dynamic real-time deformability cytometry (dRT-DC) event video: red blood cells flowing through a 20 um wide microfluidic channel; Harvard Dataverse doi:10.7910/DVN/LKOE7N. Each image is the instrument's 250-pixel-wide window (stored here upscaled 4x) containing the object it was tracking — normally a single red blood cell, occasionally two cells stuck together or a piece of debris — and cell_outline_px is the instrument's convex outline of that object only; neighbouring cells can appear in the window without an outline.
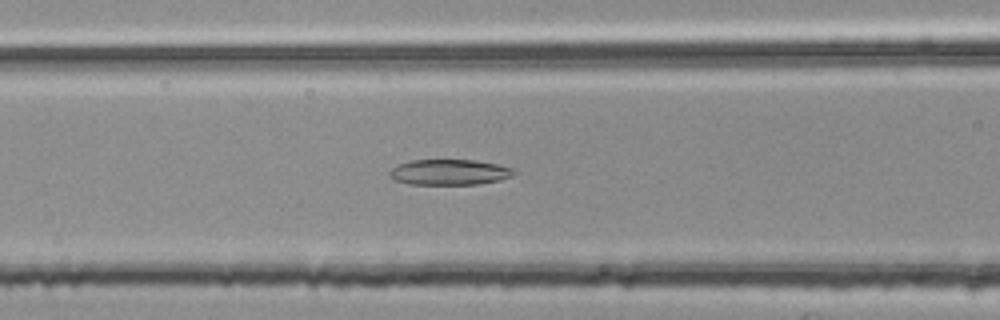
{"species": "common noctule bat (a hibernating species)", "species_latin": "Nyctalus noctula", "temperature_condition": "room temperature", "stored_images_in_passage": 42, "camera_frame_rate_fps": 3000, "um_per_image_px": 0.085, "animal": {"sex": "female", "body_mass_g": 25.1}, "frame": {"image": 1, "passage_image": 10, "time_ms": 3.0, "image_size_px": [1000, 320], "cell_outline_px": [[516, 172], [512, 176], [500, 180], [480, 184], [408, 184], [396, 180], [388, 176], [388, 172], [396, 164], [412, 160], [476, 160], [516, 168]], "centroid_in_image_um": [38.21, 14.63], "position_along_channel_um": 128.4, "area_um2": 18.73}}
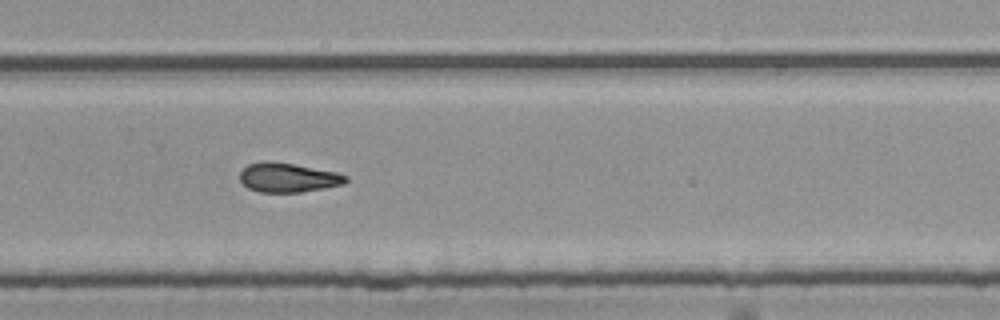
{"frame": {"image": 2, "passage_image": 24, "time_ms": 7.667, "image_size_px": [1000, 320], "cell_outline_px": [[348, 180], [344, 184], [324, 188], [300, 192], [260, 192], [248, 188], [240, 180], [240, 172], [248, 164], [264, 160], [268, 160], [292, 164], [336, 172], [348, 176]], "centroid_in_image_um": [24.47, 15.09], "position_along_channel_um": 305.3, "area_um2": 18.03}}
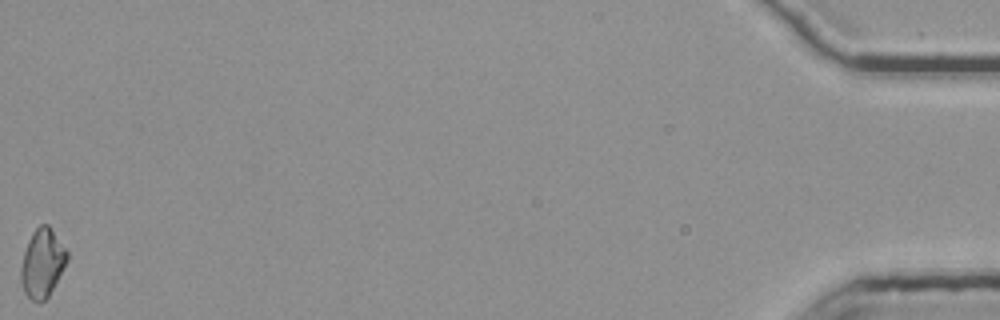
{"frame": {"image": 3, "passage_image": 42, "time_ms": 13.667, "image_size_px": [1000, 320], "cell_outline_px": [[68, 260], [64, 268], [48, 296], [44, 300], [32, 300], [24, 292], [20, 280], [20, 268], [24, 252], [28, 240], [32, 232], [40, 224], [48, 224], [68, 252]], "centroid_in_image_um": [3.59, 22.34], "position_along_channel_um": 431.6, "area_um2": 18.26}, "authors_computed_cell_mechanics": {"area_um2": 18.1203, "velocity_mm_per_s": 3.8009, "shape_relaxation_time_tau1_ms": null, "shape_relaxation_time_tau2_ms": 6.0451, "deformation_change_tau1": null, "deformation_change_tau2": 0.1532}}